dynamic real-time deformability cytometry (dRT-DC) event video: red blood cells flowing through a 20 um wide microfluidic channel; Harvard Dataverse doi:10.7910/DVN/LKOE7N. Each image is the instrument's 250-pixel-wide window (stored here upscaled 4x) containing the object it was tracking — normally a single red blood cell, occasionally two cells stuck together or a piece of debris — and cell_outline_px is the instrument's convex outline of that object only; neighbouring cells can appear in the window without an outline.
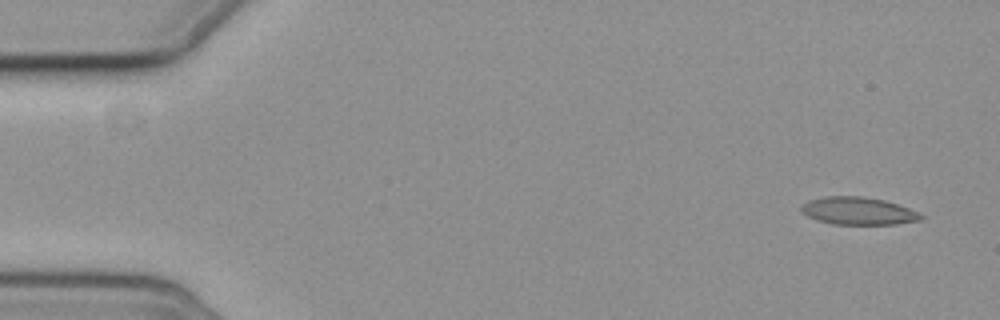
{"species": "common noctule bat (a hibernating species)", "species_latin": "Nyctalus noctula", "temperature_condition": "cold", "stored_images_in_passage": 6, "segment_of_instrument_passage": [1, 2], "camera_frame_rate_fps": 3000, "um_per_image_px": 0.085, "animal": {"sex": "female", "body_mass_g": 19.3, "forearm_length_mm": 54.1}, "frame": {"image": 1, "passage_image": 1, "time_ms": 0.0, "image_size_px": [1000, 320], "cell_outline_px": [[924, 216], [920, 220], [896, 224], [832, 224], [816, 220], [808, 216], [800, 208], [808, 200], [828, 196], [860, 196], [884, 200], [920, 212]], "centroid_in_image_um": [72.96, 17.93], "position_along_channel_um": 12.0, "area_um2": 19.07}}